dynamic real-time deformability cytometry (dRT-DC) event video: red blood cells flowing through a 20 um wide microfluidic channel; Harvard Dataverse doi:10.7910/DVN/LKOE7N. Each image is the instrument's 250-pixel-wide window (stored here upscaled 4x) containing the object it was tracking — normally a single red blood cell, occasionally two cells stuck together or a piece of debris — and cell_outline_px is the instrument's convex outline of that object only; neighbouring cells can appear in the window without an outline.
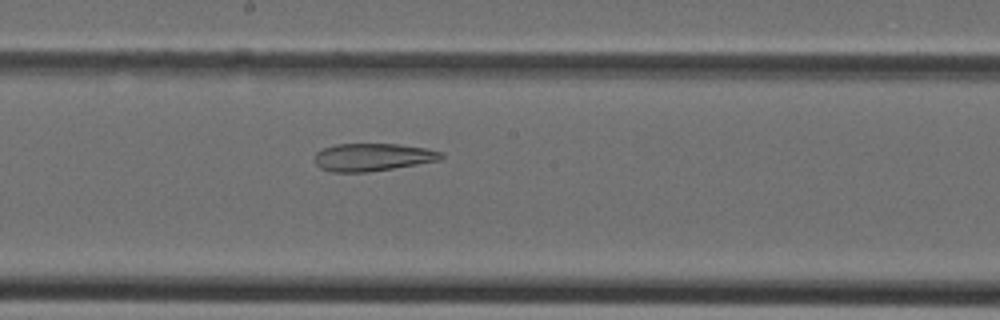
{"species": "Egyptian fruit bat (a non-hibernating species)", "species_latin": "Rousettus aegyptiacus", "temperature_condition": "cold", "stored_images_in_passage": 40, "camera_frame_rate_fps": 3000, "um_per_image_px": 0.085, "animal": {"sex": "female"}, "frame": {"image": 1, "passage_image": 22, "time_ms": 7.0, "image_size_px": [1000, 320], "cell_outline_px": [[444, 156], [440, 160], [368, 172], [332, 172], [320, 168], [316, 164], [316, 152], [324, 148], [336, 144], [396, 144], [424, 148], [444, 152]], "centroid_in_image_um": [31.67, 13.36], "position_along_channel_um": 216.5, "area_um2": 20.23}}
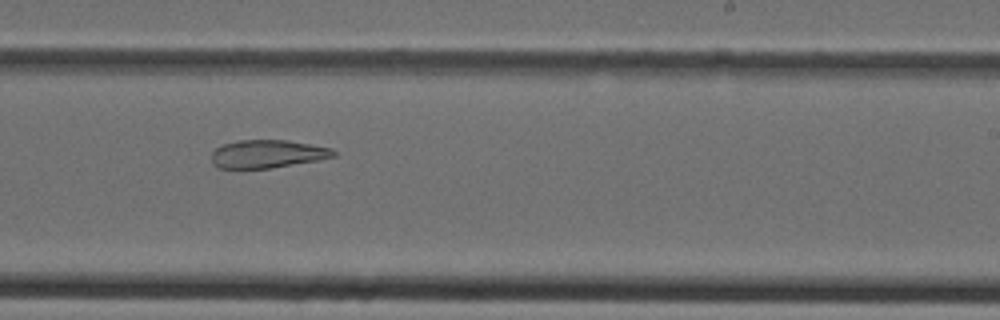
{"frame": {"image": 2, "passage_image": 25, "time_ms": 8.0, "image_size_px": [1000, 320], "cell_outline_px": [[336, 156], [320, 160], [272, 168], [216, 168], [212, 164], [212, 152], [216, 148], [224, 144], [240, 140], [288, 140], [332, 148], [336, 152]], "centroid_in_image_um": [22.75, 13.09], "position_along_channel_um": 266.2, "area_um2": 20.06}}
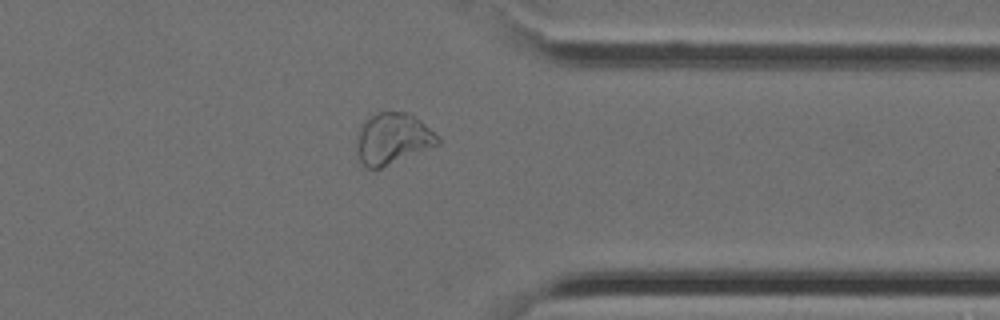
{"frame": {"image": 3, "passage_image": 32, "time_ms": 10.333, "image_size_px": [1000, 320], "cell_outline_px": [[440, 144], [380, 168], [368, 168], [360, 160], [356, 152], [356, 136], [364, 120], [376, 112], [404, 112], [420, 120], [440, 136]], "centroid_in_image_um": [33.37, 11.78], "position_along_channel_um": 378.0, "area_um2": 24.16}}